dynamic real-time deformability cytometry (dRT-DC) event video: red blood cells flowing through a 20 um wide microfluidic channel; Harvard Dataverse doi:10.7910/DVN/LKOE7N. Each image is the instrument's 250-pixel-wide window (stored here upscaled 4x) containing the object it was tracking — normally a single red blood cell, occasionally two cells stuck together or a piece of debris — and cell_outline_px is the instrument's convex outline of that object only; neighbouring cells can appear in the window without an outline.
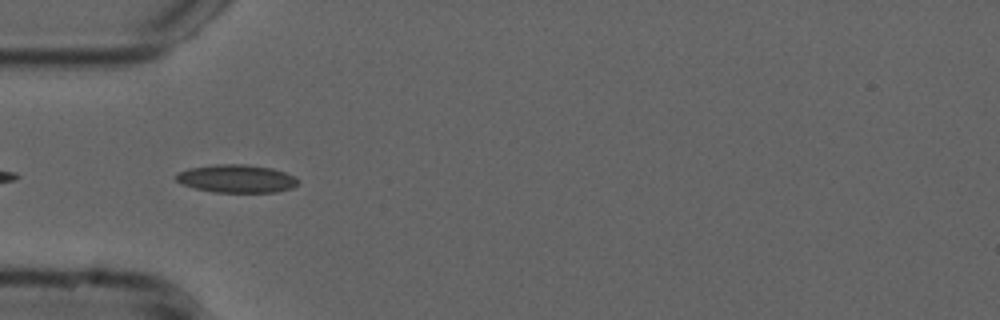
{"species": "common noctule bat (a hibernating species)", "species_latin": "Nyctalus noctula", "temperature_condition": "cold", "stored_images_in_passage": 39, "camera_frame_rate_fps": 3000, "um_per_image_px": 0.085, "animal": {"sex": "male", "forearm_length_mm": 52.5}, "frame": {"image": 1, "passage_image": 2, "time_ms": 0.333, "image_size_px": [1000, 320], "cell_outline_px": [[300, 184], [292, 188], [276, 192], [212, 192], [196, 188], [184, 184], [176, 180], [172, 176], [176, 172], [192, 168], [216, 164], [244, 164], [272, 168], [284, 172], [300, 180]], "centroid_in_image_um": [20.11, 15.18], "position_along_channel_um": 64.9, "area_um2": 19.94}}
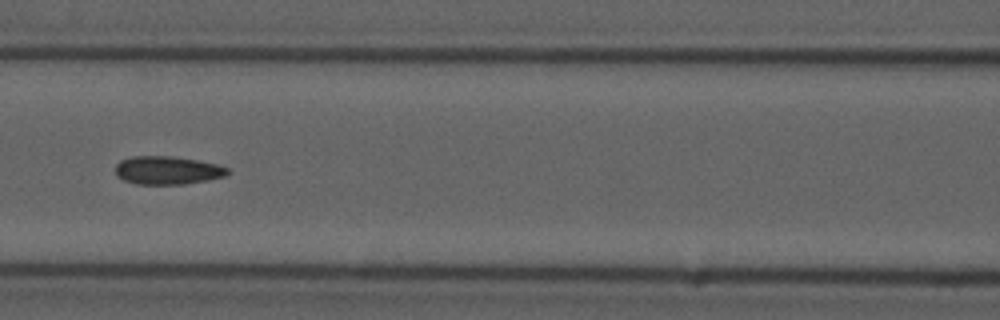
{"frame": {"image": 2, "passage_image": 9, "time_ms": 2.667, "image_size_px": [1000, 320], "cell_outline_px": [[228, 172], [224, 176], [208, 180], [184, 184], [136, 184], [124, 180], [116, 176], [116, 164], [120, 160], [132, 156], [172, 156], [220, 164], [228, 168]], "centroid_in_image_um": [14.22, 14.47], "position_along_channel_um": 152.4, "area_um2": 18.5}}
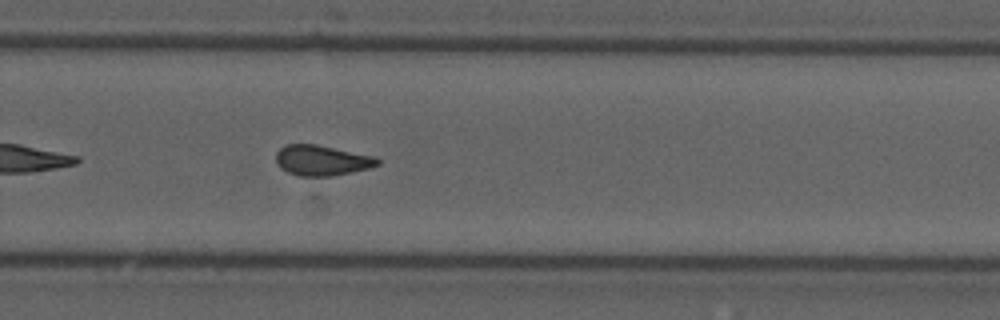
{"frame": {"image": 3, "passage_image": 21, "time_ms": 6.667, "image_size_px": [1000, 320], "cell_outline_px": [[380, 164], [368, 168], [352, 172], [332, 176], [300, 176], [288, 172], [280, 168], [276, 160], [276, 152], [284, 144], [316, 144], [376, 156], [380, 160]], "centroid_in_image_um": [27.36, 13.62], "position_along_channel_um": 302.4, "area_um2": 18.09}, "authors_computed_cell_mechanics": {"area_um2": 18.0336, "velocity_mm_per_s": 3.7639, "shape_relaxation_time_tau1_ms": null, "shape_relaxation_time_tau2_ms": 2.7854, "deformation_change_tau1": null, "deformation_change_tau2": 0.1132}}